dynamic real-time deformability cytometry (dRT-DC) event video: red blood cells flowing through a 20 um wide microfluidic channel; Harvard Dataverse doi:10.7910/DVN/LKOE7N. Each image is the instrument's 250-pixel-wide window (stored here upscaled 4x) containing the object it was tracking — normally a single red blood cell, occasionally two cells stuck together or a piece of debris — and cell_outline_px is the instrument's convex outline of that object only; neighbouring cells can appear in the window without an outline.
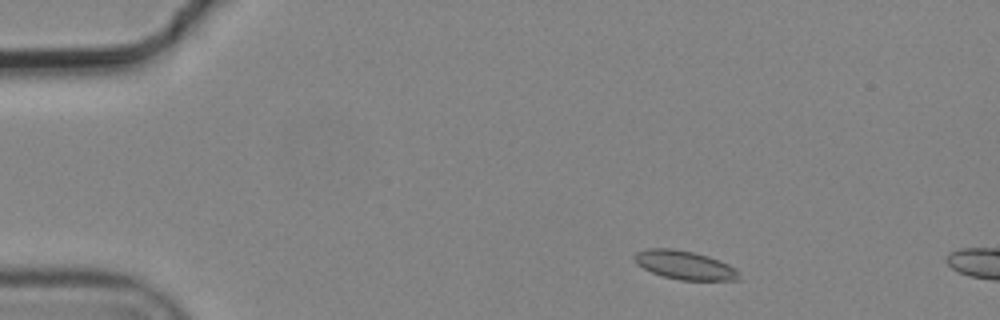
{"species": "common noctule bat (a hibernating species)", "species_latin": "Nyctalus noctula", "temperature_condition": "cold", "stored_images_in_passage": 4, "camera_frame_rate_fps": 3000, "um_per_image_px": 0.085, "animal": {"sex": "male", "body_mass_g": 19.2, "forearm_length_mm": 51.8}, "frame": {"image": 1, "passage_image": 2, "time_ms": 0.333, "image_size_px": [1000, 320], "cell_outline_px": [[740, 280], [680, 280], [664, 276], [652, 272], [636, 264], [632, 260], [632, 256], [636, 252], [648, 248], [672, 248], [692, 252], [708, 256], [728, 264], [736, 268], [740, 276]], "centroid_in_image_um": [58.17, 22.53], "position_along_channel_um": 26.8, "area_um2": 17.51}}